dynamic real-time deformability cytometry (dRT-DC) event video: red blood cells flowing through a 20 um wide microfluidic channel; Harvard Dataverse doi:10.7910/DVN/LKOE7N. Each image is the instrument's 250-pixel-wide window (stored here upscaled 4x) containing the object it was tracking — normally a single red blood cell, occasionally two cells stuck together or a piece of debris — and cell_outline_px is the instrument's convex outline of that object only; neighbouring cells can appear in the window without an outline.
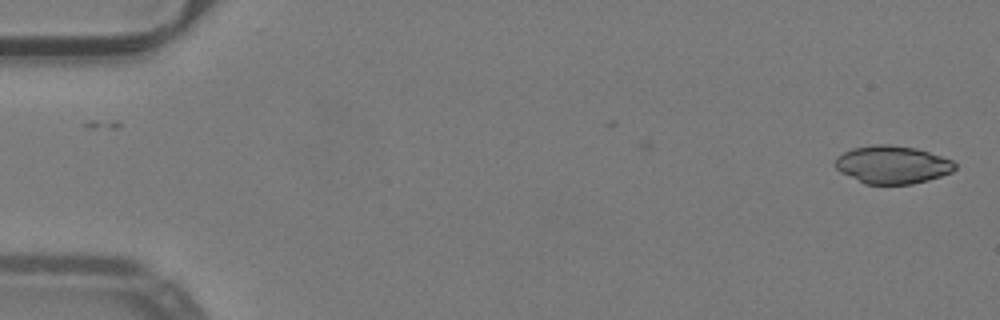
{"species": "common noctule bat (a hibernating species)", "species_latin": "Nyctalus noctula", "temperature_condition": "warm", "stored_images_in_passage": 51, "camera_frame_rate_fps": 3000, "um_per_image_px": 0.085, "animal": {"sex": "male", "body_mass_g": 19.2, "forearm_length_mm": 51.8}, "frame": {"image": 1, "passage_image": 1, "time_ms": 0.0, "image_size_px": [1000, 320], "cell_outline_px": [[956, 168], [952, 172], [928, 180], [912, 184], [864, 184], [840, 172], [836, 168], [836, 156], [852, 148], [872, 144], [888, 144], [916, 148], [952, 160], [956, 164]], "centroid_in_image_um": [75.83, 14.0], "position_along_channel_um": 9.2, "area_um2": 26.47}}
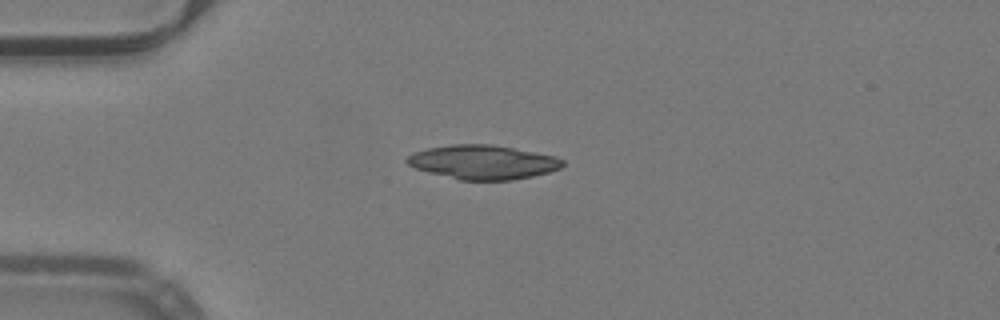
{"frame": {"image": 2, "passage_image": 13, "time_ms": 4.0, "image_size_px": [1000, 320], "cell_outline_px": [[564, 164], [560, 168], [548, 172], [532, 176], [512, 180], [460, 180], [428, 172], [416, 168], [408, 164], [404, 160], [412, 152], [428, 148], [452, 144], [492, 144], [556, 156], [564, 160]], "centroid_in_image_um": [41.04, 13.78], "position_along_channel_um": 44.0, "area_um2": 30.92}}